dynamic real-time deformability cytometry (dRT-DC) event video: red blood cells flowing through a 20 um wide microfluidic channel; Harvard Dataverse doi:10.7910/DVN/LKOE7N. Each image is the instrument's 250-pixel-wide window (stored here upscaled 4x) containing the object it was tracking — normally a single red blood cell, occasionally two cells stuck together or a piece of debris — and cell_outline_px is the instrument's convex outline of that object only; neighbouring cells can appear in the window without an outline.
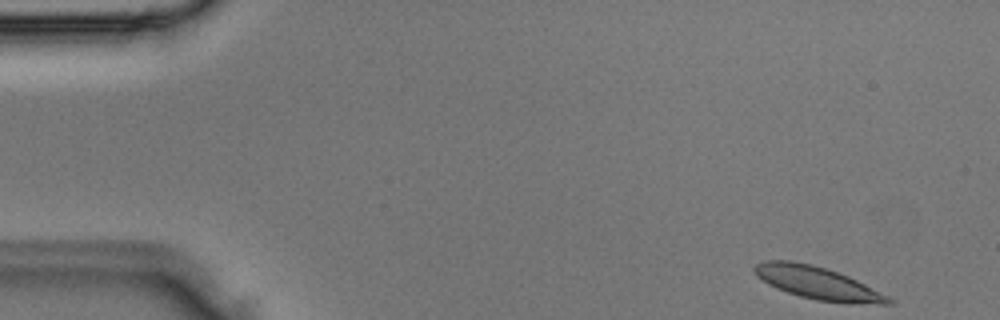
{"species": "Egyptian fruit bat (a non-hibernating species)", "species_latin": "Rousettus aegyptiacus", "temperature_condition": "room temperature", "stored_images_in_passage": 3, "camera_frame_rate_fps": 3000, "um_per_image_px": 0.085, "animal": {"sex": "male"}, "frame": {"image": 1, "passage_image": 1, "time_ms": 0.0, "image_size_px": [1000, 320], "cell_outline_px": [[896, 304], [848, 304], [816, 300], [800, 296], [776, 288], [768, 284], [756, 276], [752, 268], [756, 264], [764, 260], [792, 260], [812, 264], [848, 276], [896, 300]], "centroid_in_image_um": [69.5, 24.07], "position_along_channel_um": 15.5, "area_um2": 25.61}}